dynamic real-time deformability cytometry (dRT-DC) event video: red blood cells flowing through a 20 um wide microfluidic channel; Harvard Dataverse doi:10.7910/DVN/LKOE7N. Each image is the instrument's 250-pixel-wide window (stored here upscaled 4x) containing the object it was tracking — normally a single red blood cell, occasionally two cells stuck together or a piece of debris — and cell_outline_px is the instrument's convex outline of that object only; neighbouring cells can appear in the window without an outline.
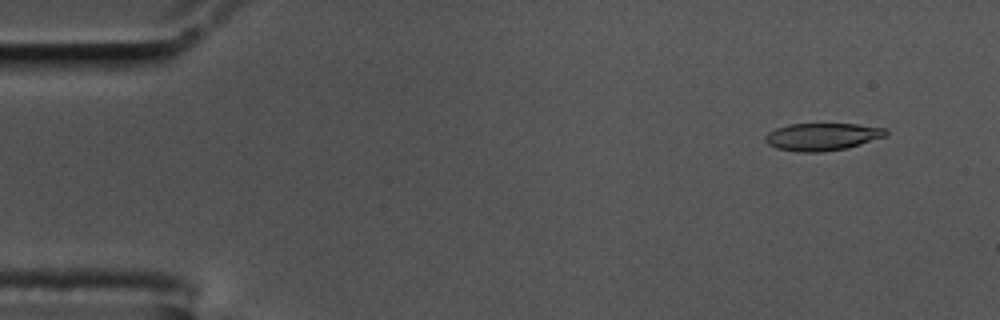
{"species": "common noctule bat (a hibernating species)", "species_latin": "Nyctalus noctula", "temperature_condition": "cold", "stored_images_in_passage": 58, "camera_frame_rate_fps": 3000, "um_per_image_px": 0.085, "animal": {"sex": "male", "body_mass_g": 17.5, "forearm_length_mm": 52.3}, "frame": {"image": 1, "passage_image": 5, "time_ms": 1.333, "image_size_px": [1000, 320], "cell_outline_px": [[888, 136], [848, 148], [820, 152], [796, 152], [776, 148], [768, 144], [764, 140], [764, 136], [768, 132], [776, 128], [788, 124], [856, 124], [888, 128]], "centroid_in_image_um": [69.91, 11.62], "position_along_channel_um": 15.1, "area_um2": 19.59}}
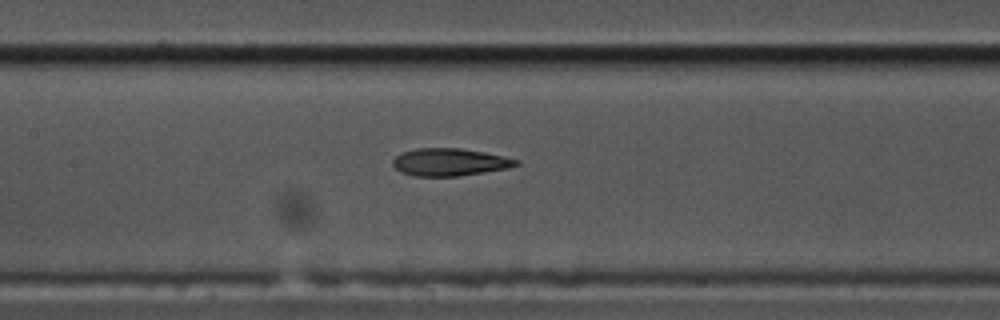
{"frame": {"image": 2, "passage_image": 27, "time_ms": 8.667, "image_size_px": [1000, 320], "cell_outline_px": [[520, 164], [508, 168], [456, 176], [412, 176], [400, 172], [392, 164], [392, 160], [396, 156], [404, 152], [416, 148], [460, 148], [484, 152], [504, 156], [520, 160]], "centroid_in_image_um": [38.22, 13.78], "position_along_channel_um": 169.2, "area_um2": 19.71}}
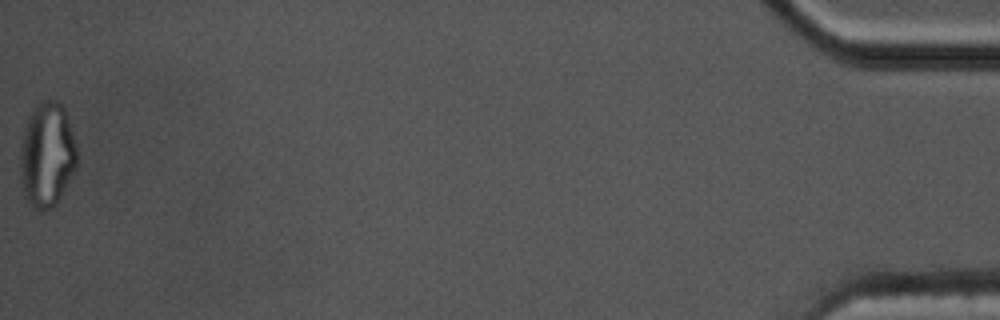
{"frame": {"image": 3, "passage_image": 58, "time_ms": 19.0, "image_size_px": [1000, 320], "cell_outline_px": [[76, 168], [56, 204], [52, 208], [40, 212], [24, 196], [20, 180], [20, 148], [24, 128], [28, 116], [32, 108], [40, 100], [56, 100], [64, 108], [76, 144]], "centroid_in_image_um": [3.97, 13.15], "position_along_channel_um": 431.2, "area_um2": 34.8}, "authors_computed_cell_mechanics": {"area_um2": 20.2878, "velocity_mm_per_s": 3.4924, "shape_relaxation_time_tau1_ms": null, "shape_relaxation_time_tau2_ms": 2.8777, "deformation_change_tau1": null, "deformation_change_tau2": 0.1128}}